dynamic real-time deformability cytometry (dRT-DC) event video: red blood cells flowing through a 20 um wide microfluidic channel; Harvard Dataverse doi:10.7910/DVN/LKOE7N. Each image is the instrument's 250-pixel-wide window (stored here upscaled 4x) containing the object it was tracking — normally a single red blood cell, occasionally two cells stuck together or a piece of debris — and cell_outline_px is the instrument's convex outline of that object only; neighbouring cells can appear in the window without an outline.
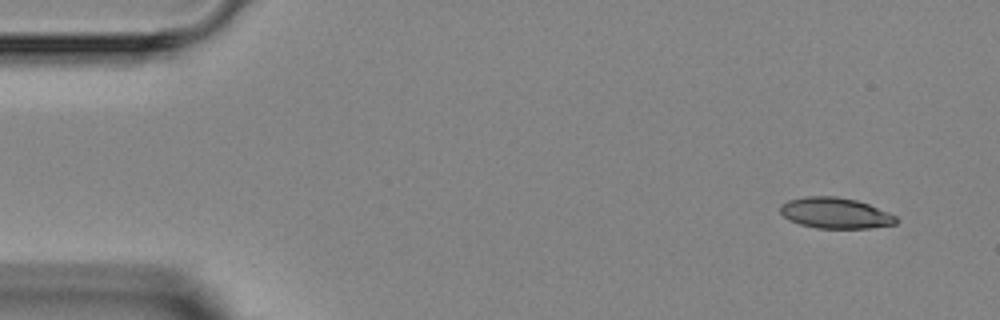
{"species": "Egyptian fruit bat (a non-hibernating species)", "species_latin": "Rousettus aegyptiacus", "temperature_condition": "room temperature", "stored_images_in_passage": 2, "camera_frame_rate_fps": 3000, "um_per_image_px": 0.085, "animal": {"sex": "female"}, "frame": {"image": 1, "passage_image": 2, "time_ms": 1.333, "image_size_px": [1000, 320], "cell_outline_px": [[896, 224], [868, 228], [816, 228], [800, 224], [788, 220], [780, 212], [780, 204], [788, 200], [804, 196], [836, 196], [856, 200], [868, 204], [896, 216]], "centroid_in_image_um": [70.95, 18.1], "position_along_channel_um": 14.0, "area_um2": 20.75}}